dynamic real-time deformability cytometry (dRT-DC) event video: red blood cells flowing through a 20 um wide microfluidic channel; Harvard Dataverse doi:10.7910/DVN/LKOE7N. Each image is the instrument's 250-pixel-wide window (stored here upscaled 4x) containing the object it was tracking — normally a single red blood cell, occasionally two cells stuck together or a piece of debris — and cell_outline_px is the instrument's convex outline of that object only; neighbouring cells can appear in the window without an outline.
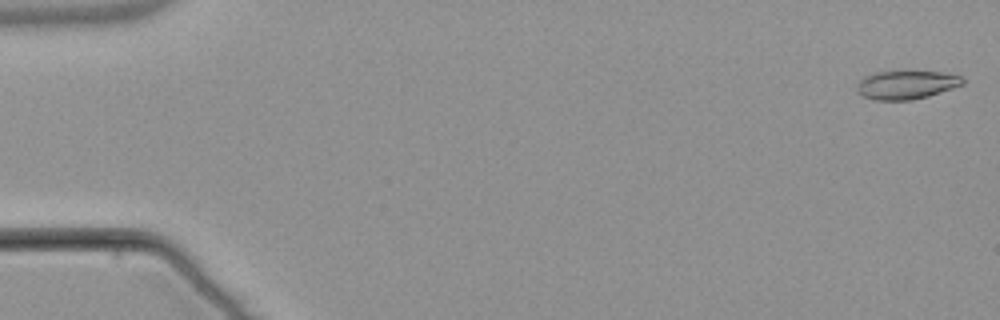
{"species": "common noctule bat (a hibernating species)", "species_latin": "Nyctalus noctula", "temperature_condition": "warm", "stored_images_in_passage": 54, "camera_frame_rate_fps": 3000, "um_per_image_px": 0.085, "animal": {"sex": "male", "body_mass_g": 21.5, "forearm_length_mm": 52.0}, "frame": {"image": 1, "passage_image": 1, "time_ms": 0.0, "image_size_px": [1000, 320], "cell_outline_px": [[964, 84], [928, 96], [912, 100], [872, 100], [864, 96], [856, 88], [856, 84], [864, 76], [876, 72], [940, 72], [960, 76], [964, 80]], "centroid_in_image_um": [77.01, 7.22], "position_along_channel_um": 8.0, "area_um2": 17.34}}
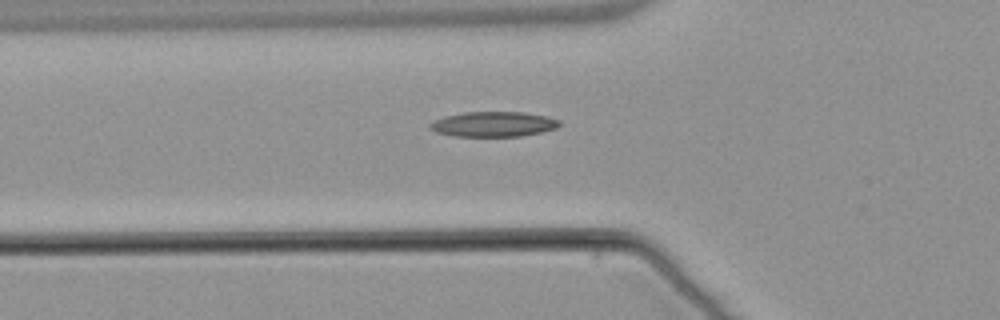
{"frame": {"image": 2, "passage_image": 19, "time_ms": 6.0, "image_size_px": [1000, 320], "cell_outline_px": [[560, 124], [556, 128], [540, 132], [520, 136], [456, 136], [436, 132], [428, 128], [428, 124], [444, 116], [464, 112], [524, 112], [548, 116], [560, 120]], "centroid_in_image_um": [41.94, 10.54], "position_along_channel_um": 83.9, "area_um2": 18.9}}
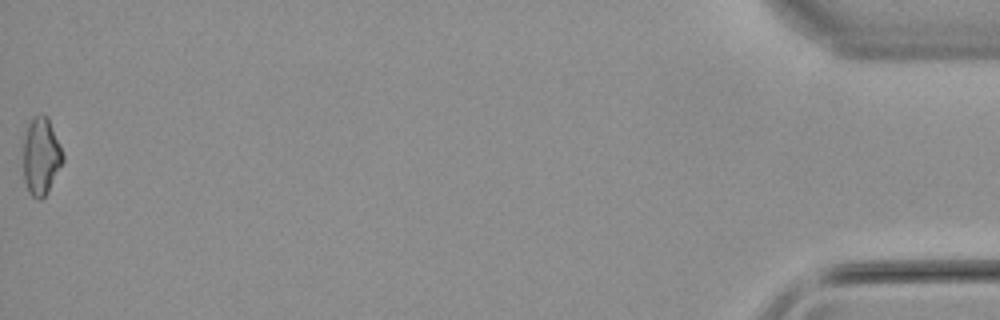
{"frame": {"image": 3, "passage_image": 54, "time_ms": 17.667, "image_size_px": [1000, 320], "cell_outline_px": [[64, 160], [44, 196], [40, 200], [36, 200], [28, 192], [24, 180], [24, 140], [28, 124], [40, 112], [48, 116], [64, 156]], "centroid_in_image_um": [3.49, 13.27], "position_along_channel_um": 431.7, "area_um2": 17.57}}